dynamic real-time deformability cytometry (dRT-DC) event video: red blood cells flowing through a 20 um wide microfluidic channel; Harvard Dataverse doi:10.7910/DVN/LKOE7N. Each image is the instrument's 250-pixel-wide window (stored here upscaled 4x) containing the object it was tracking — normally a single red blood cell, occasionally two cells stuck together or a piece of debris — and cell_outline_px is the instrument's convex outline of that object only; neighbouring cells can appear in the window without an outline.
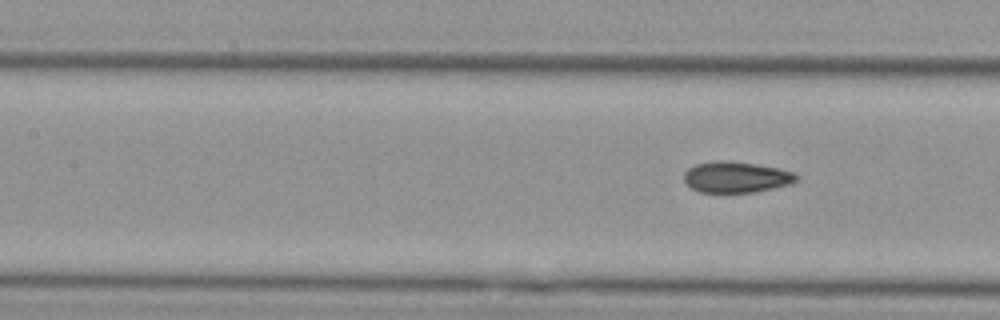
{"species": "Egyptian fruit bat (a non-hibernating species)", "species_latin": "Rousettus aegyptiacus", "temperature_condition": "cold", "stored_images_in_passage": 7, "segment_of_instrument_passage": [2, 2], "camera_frame_rate_fps": 3000, "um_per_image_px": 0.085, "animal": {"sex": "female"}, "frame": {"image": 1, "passage_image": 7, "time_ms": 2.0, "image_size_px": [1000, 320], "cell_outline_px": [[800, 176], [792, 184], [756, 192], [700, 192], [692, 188], [684, 180], [684, 172], [688, 168], [696, 164], [716, 160], [724, 160], [756, 164], [780, 168], [792, 172]], "centroid_in_image_um": [62.6, 15.05], "position_along_channel_um": 144.8, "area_um2": 20.4}}